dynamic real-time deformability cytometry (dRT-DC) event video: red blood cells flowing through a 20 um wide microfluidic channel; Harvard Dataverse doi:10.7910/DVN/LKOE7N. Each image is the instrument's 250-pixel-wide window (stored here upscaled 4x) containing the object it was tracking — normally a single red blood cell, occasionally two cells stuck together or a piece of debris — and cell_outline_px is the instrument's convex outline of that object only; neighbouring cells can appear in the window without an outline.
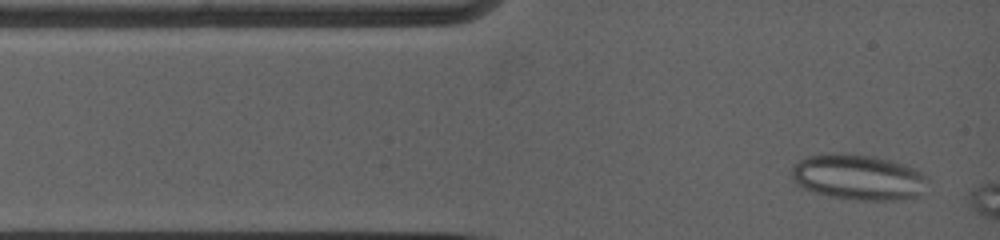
{"species": "common noctule bat (a hibernating species)", "species_latin": "Nyctalus noctula", "temperature_condition": "warm", "stored_images_in_passage": 3, "camera_frame_rate_fps": 5000, "um_per_image_px": 0.085, "animal": {"sex": "female", "body_mass_g": 19.0, "forearm_length_mm": 53.3}, "frame": {"image": 1, "passage_image": 1, "time_ms": 0.0, "image_size_px": [1000, 240], "cell_outline_px": [[928, 180], [920, 196], [908, 200], [856, 200], [828, 196], [804, 188], [796, 184], [792, 176], [792, 168], [800, 160], [808, 156], [824, 152], [844, 152], [872, 156], [892, 160], [916, 168], [928, 176]], "centroid_in_image_um": [73.0, 15.05], "position_along_channel_um": 12.0, "area_um2": 36.76}}